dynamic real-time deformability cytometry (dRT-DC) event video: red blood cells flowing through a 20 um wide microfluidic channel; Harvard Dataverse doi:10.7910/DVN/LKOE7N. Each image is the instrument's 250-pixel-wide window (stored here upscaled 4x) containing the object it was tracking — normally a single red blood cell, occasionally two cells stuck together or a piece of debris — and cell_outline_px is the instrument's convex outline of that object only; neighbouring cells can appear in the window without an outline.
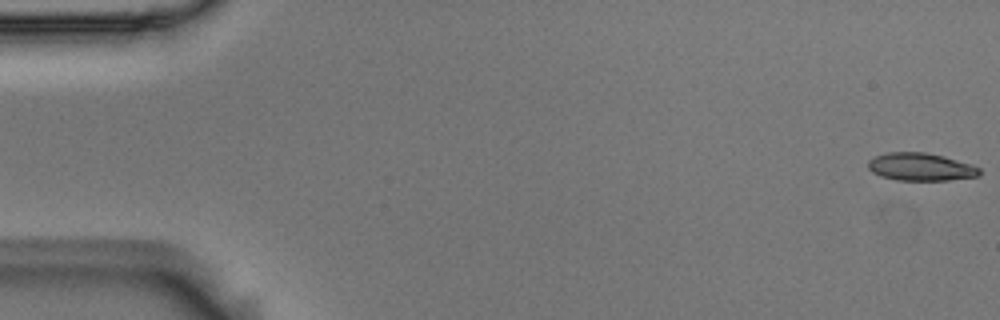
{"species": "Egyptian fruit bat (a non-hibernating species)", "species_latin": "Rousettus aegyptiacus", "temperature_condition": "room temperature", "stored_images_in_passage": 55, "camera_frame_rate_fps": 3000, "um_per_image_px": 0.085, "animal": {"sex": "male"}, "frame": {"image": 1, "passage_image": 1, "time_ms": 0.0, "image_size_px": [1000, 320], "cell_outline_px": [[980, 176], [948, 180], [896, 180], [880, 176], [872, 172], [868, 168], [868, 160], [876, 156], [888, 152], [924, 152], [944, 156], [972, 164], [980, 168]], "centroid_in_image_um": [78.26, 14.18], "position_along_channel_um": 6.7, "area_um2": 18.09}}
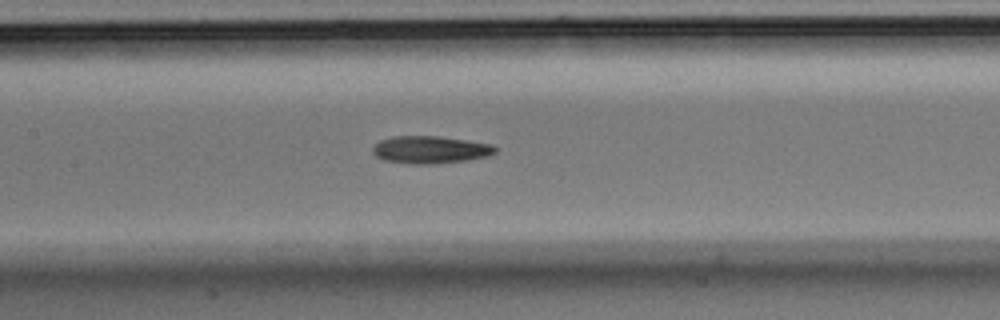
{"frame": {"image": 2, "passage_image": 26, "time_ms": 8.333, "image_size_px": [1000, 320], "cell_outline_px": [[496, 152], [484, 156], [468, 160], [428, 164], [408, 164], [384, 160], [376, 156], [372, 152], [372, 148], [380, 140], [392, 136], [436, 136], [492, 144], [496, 148]], "centroid_in_image_um": [36.52, 12.72], "position_along_channel_um": 170.9, "area_um2": 19.42}}
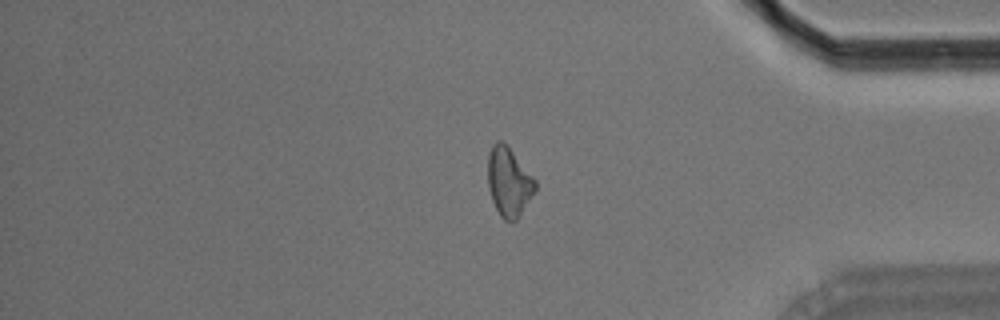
{"frame": {"image": 3, "passage_image": 46, "time_ms": 15.0, "image_size_px": [1000, 320], "cell_outline_px": [[536, 188], [516, 220], [504, 220], [500, 216], [492, 200], [488, 188], [488, 156], [492, 144], [496, 140], [500, 140], [508, 144], [536, 180]], "centroid_in_image_um": [43.23, 15.4], "position_along_channel_um": 392.0, "area_um2": 19.02}, "authors_computed_cell_mechanics": {"area_um2": 19.0162, "velocity_mm_per_s": 3.6647, "shape_relaxation_time_tau1_ms": 11.1237, "shape_relaxation_time_tau2_ms": null, "deformation_change_tau1": 0.2082, "deformation_change_tau2": null}}